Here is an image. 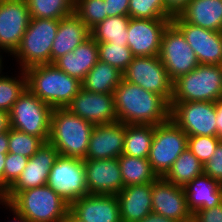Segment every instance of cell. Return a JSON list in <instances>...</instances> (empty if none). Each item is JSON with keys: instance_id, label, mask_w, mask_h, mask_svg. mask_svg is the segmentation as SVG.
Returning <instances> with one entry per match:
<instances>
[{"instance_id": "cell-36", "label": "cell", "mask_w": 222, "mask_h": 222, "mask_svg": "<svg viewBox=\"0 0 222 222\" xmlns=\"http://www.w3.org/2000/svg\"><path fill=\"white\" fill-rule=\"evenodd\" d=\"M45 142L34 135L10 128L8 130V152L32 157Z\"/></svg>"}, {"instance_id": "cell-13", "label": "cell", "mask_w": 222, "mask_h": 222, "mask_svg": "<svg viewBox=\"0 0 222 222\" xmlns=\"http://www.w3.org/2000/svg\"><path fill=\"white\" fill-rule=\"evenodd\" d=\"M59 156L57 149L49 142L44 143L29 158L26 167L17 180L3 193L4 203H9L20 191L45 186L48 175Z\"/></svg>"}, {"instance_id": "cell-18", "label": "cell", "mask_w": 222, "mask_h": 222, "mask_svg": "<svg viewBox=\"0 0 222 222\" xmlns=\"http://www.w3.org/2000/svg\"><path fill=\"white\" fill-rule=\"evenodd\" d=\"M151 198L152 212L176 222H192L183 187L158 177L152 182Z\"/></svg>"}, {"instance_id": "cell-37", "label": "cell", "mask_w": 222, "mask_h": 222, "mask_svg": "<svg viewBox=\"0 0 222 222\" xmlns=\"http://www.w3.org/2000/svg\"><path fill=\"white\" fill-rule=\"evenodd\" d=\"M74 13L90 30L107 18L104 0H75Z\"/></svg>"}, {"instance_id": "cell-7", "label": "cell", "mask_w": 222, "mask_h": 222, "mask_svg": "<svg viewBox=\"0 0 222 222\" xmlns=\"http://www.w3.org/2000/svg\"><path fill=\"white\" fill-rule=\"evenodd\" d=\"M52 110L27 88L9 111L11 128L37 136L47 143Z\"/></svg>"}, {"instance_id": "cell-27", "label": "cell", "mask_w": 222, "mask_h": 222, "mask_svg": "<svg viewBox=\"0 0 222 222\" xmlns=\"http://www.w3.org/2000/svg\"><path fill=\"white\" fill-rule=\"evenodd\" d=\"M123 79L122 72L108 63L98 61L81 82L82 88L90 92L114 93Z\"/></svg>"}, {"instance_id": "cell-26", "label": "cell", "mask_w": 222, "mask_h": 222, "mask_svg": "<svg viewBox=\"0 0 222 222\" xmlns=\"http://www.w3.org/2000/svg\"><path fill=\"white\" fill-rule=\"evenodd\" d=\"M178 15L192 25L222 32V0H190Z\"/></svg>"}, {"instance_id": "cell-16", "label": "cell", "mask_w": 222, "mask_h": 222, "mask_svg": "<svg viewBox=\"0 0 222 222\" xmlns=\"http://www.w3.org/2000/svg\"><path fill=\"white\" fill-rule=\"evenodd\" d=\"M66 108L94 125L117 121L114 93L90 92L81 87Z\"/></svg>"}, {"instance_id": "cell-24", "label": "cell", "mask_w": 222, "mask_h": 222, "mask_svg": "<svg viewBox=\"0 0 222 222\" xmlns=\"http://www.w3.org/2000/svg\"><path fill=\"white\" fill-rule=\"evenodd\" d=\"M98 61V43L90 37L73 51L57 58L53 64L82 82Z\"/></svg>"}, {"instance_id": "cell-47", "label": "cell", "mask_w": 222, "mask_h": 222, "mask_svg": "<svg viewBox=\"0 0 222 222\" xmlns=\"http://www.w3.org/2000/svg\"><path fill=\"white\" fill-rule=\"evenodd\" d=\"M0 153H8V131L0 133Z\"/></svg>"}, {"instance_id": "cell-42", "label": "cell", "mask_w": 222, "mask_h": 222, "mask_svg": "<svg viewBox=\"0 0 222 222\" xmlns=\"http://www.w3.org/2000/svg\"><path fill=\"white\" fill-rule=\"evenodd\" d=\"M107 17L128 15L129 0H104Z\"/></svg>"}, {"instance_id": "cell-50", "label": "cell", "mask_w": 222, "mask_h": 222, "mask_svg": "<svg viewBox=\"0 0 222 222\" xmlns=\"http://www.w3.org/2000/svg\"><path fill=\"white\" fill-rule=\"evenodd\" d=\"M62 222H84V221H81L69 210L64 219L62 220Z\"/></svg>"}, {"instance_id": "cell-34", "label": "cell", "mask_w": 222, "mask_h": 222, "mask_svg": "<svg viewBox=\"0 0 222 222\" xmlns=\"http://www.w3.org/2000/svg\"><path fill=\"white\" fill-rule=\"evenodd\" d=\"M128 15L135 19H172L163 0H129Z\"/></svg>"}, {"instance_id": "cell-46", "label": "cell", "mask_w": 222, "mask_h": 222, "mask_svg": "<svg viewBox=\"0 0 222 222\" xmlns=\"http://www.w3.org/2000/svg\"><path fill=\"white\" fill-rule=\"evenodd\" d=\"M138 222H176L172 219H169L167 217L161 216L159 214H156L154 212H151L146 217H144L142 220Z\"/></svg>"}, {"instance_id": "cell-51", "label": "cell", "mask_w": 222, "mask_h": 222, "mask_svg": "<svg viewBox=\"0 0 222 222\" xmlns=\"http://www.w3.org/2000/svg\"><path fill=\"white\" fill-rule=\"evenodd\" d=\"M2 52L4 53L5 51L0 50V78H2L3 76H5L4 73L2 72V71L4 70V67H3V66H4V65H3V64H4V63H3V59H4V58H3V55H1V54H3Z\"/></svg>"}, {"instance_id": "cell-40", "label": "cell", "mask_w": 222, "mask_h": 222, "mask_svg": "<svg viewBox=\"0 0 222 222\" xmlns=\"http://www.w3.org/2000/svg\"><path fill=\"white\" fill-rule=\"evenodd\" d=\"M204 174L222 185V140L217 144L210 159L203 164Z\"/></svg>"}, {"instance_id": "cell-14", "label": "cell", "mask_w": 222, "mask_h": 222, "mask_svg": "<svg viewBox=\"0 0 222 222\" xmlns=\"http://www.w3.org/2000/svg\"><path fill=\"white\" fill-rule=\"evenodd\" d=\"M26 0H0V50L13 55L29 26Z\"/></svg>"}, {"instance_id": "cell-44", "label": "cell", "mask_w": 222, "mask_h": 222, "mask_svg": "<svg viewBox=\"0 0 222 222\" xmlns=\"http://www.w3.org/2000/svg\"><path fill=\"white\" fill-rule=\"evenodd\" d=\"M217 137L222 140V98L216 101Z\"/></svg>"}, {"instance_id": "cell-23", "label": "cell", "mask_w": 222, "mask_h": 222, "mask_svg": "<svg viewBox=\"0 0 222 222\" xmlns=\"http://www.w3.org/2000/svg\"><path fill=\"white\" fill-rule=\"evenodd\" d=\"M90 37L91 30L75 13L60 19L56 37L51 47V63L73 51Z\"/></svg>"}, {"instance_id": "cell-17", "label": "cell", "mask_w": 222, "mask_h": 222, "mask_svg": "<svg viewBox=\"0 0 222 222\" xmlns=\"http://www.w3.org/2000/svg\"><path fill=\"white\" fill-rule=\"evenodd\" d=\"M171 21L181 30L200 64L221 65L222 32L192 25L179 15L174 16Z\"/></svg>"}, {"instance_id": "cell-6", "label": "cell", "mask_w": 222, "mask_h": 222, "mask_svg": "<svg viewBox=\"0 0 222 222\" xmlns=\"http://www.w3.org/2000/svg\"><path fill=\"white\" fill-rule=\"evenodd\" d=\"M57 19L31 18L21 43L12 57L19 70L35 65L51 64V47L59 27Z\"/></svg>"}, {"instance_id": "cell-48", "label": "cell", "mask_w": 222, "mask_h": 222, "mask_svg": "<svg viewBox=\"0 0 222 222\" xmlns=\"http://www.w3.org/2000/svg\"><path fill=\"white\" fill-rule=\"evenodd\" d=\"M5 209H9L10 212H12L14 217L12 218L13 221H8V222H30L26 217H23L19 215L15 210H13L7 203H4Z\"/></svg>"}, {"instance_id": "cell-33", "label": "cell", "mask_w": 222, "mask_h": 222, "mask_svg": "<svg viewBox=\"0 0 222 222\" xmlns=\"http://www.w3.org/2000/svg\"><path fill=\"white\" fill-rule=\"evenodd\" d=\"M13 77L5 75L0 78V110L9 112L15 101L27 89V76L25 70Z\"/></svg>"}, {"instance_id": "cell-45", "label": "cell", "mask_w": 222, "mask_h": 222, "mask_svg": "<svg viewBox=\"0 0 222 222\" xmlns=\"http://www.w3.org/2000/svg\"><path fill=\"white\" fill-rule=\"evenodd\" d=\"M10 128L9 112L0 110V133L7 132Z\"/></svg>"}, {"instance_id": "cell-35", "label": "cell", "mask_w": 222, "mask_h": 222, "mask_svg": "<svg viewBox=\"0 0 222 222\" xmlns=\"http://www.w3.org/2000/svg\"><path fill=\"white\" fill-rule=\"evenodd\" d=\"M98 56L99 61L108 63L123 72L130 62L133 60L134 55L128 46L115 43H98Z\"/></svg>"}, {"instance_id": "cell-4", "label": "cell", "mask_w": 222, "mask_h": 222, "mask_svg": "<svg viewBox=\"0 0 222 222\" xmlns=\"http://www.w3.org/2000/svg\"><path fill=\"white\" fill-rule=\"evenodd\" d=\"M8 205L30 222H62L70 209L48 185L20 191Z\"/></svg>"}, {"instance_id": "cell-28", "label": "cell", "mask_w": 222, "mask_h": 222, "mask_svg": "<svg viewBox=\"0 0 222 222\" xmlns=\"http://www.w3.org/2000/svg\"><path fill=\"white\" fill-rule=\"evenodd\" d=\"M118 159L124 187L152 183L158 178L147 158L121 154Z\"/></svg>"}, {"instance_id": "cell-31", "label": "cell", "mask_w": 222, "mask_h": 222, "mask_svg": "<svg viewBox=\"0 0 222 222\" xmlns=\"http://www.w3.org/2000/svg\"><path fill=\"white\" fill-rule=\"evenodd\" d=\"M129 15H119L105 18L101 23L91 30V37L97 43H115L128 46L127 27L129 24Z\"/></svg>"}, {"instance_id": "cell-8", "label": "cell", "mask_w": 222, "mask_h": 222, "mask_svg": "<svg viewBox=\"0 0 222 222\" xmlns=\"http://www.w3.org/2000/svg\"><path fill=\"white\" fill-rule=\"evenodd\" d=\"M188 145V134L171 118L154 125V136L148 161L158 177H163Z\"/></svg>"}, {"instance_id": "cell-49", "label": "cell", "mask_w": 222, "mask_h": 222, "mask_svg": "<svg viewBox=\"0 0 222 222\" xmlns=\"http://www.w3.org/2000/svg\"><path fill=\"white\" fill-rule=\"evenodd\" d=\"M7 153H0V190L3 192V172Z\"/></svg>"}, {"instance_id": "cell-21", "label": "cell", "mask_w": 222, "mask_h": 222, "mask_svg": "<svg viewBox=\"0 0 222 222\" xmlns=\"http://www.w3.org/2000/svg\"><path fill=\"white\" fill-rule=\"evenodd\" d=\"M125 124L112 122L95 125L89 140L86 159L118 158L123 153Z\"/></svg>"}, {"instance_id": "cell-43", "label": "cell", "mask_w": 222, "mask_h": 222, "mask_svg": "<svg viewBox=\"0 0 222 222\" xmlns=\"http://www.w3.org/2000/svg\"><path fill=\"white\" fill-rule=\"evenodd\" d=\"M190 0H163L166 9L173 15H178Z\"/></svg>"}, {"instance_id": "cell-11", "label": "cell", "mask_w": 222, "mask_h": 222, "mask_svg": "<svg viewBox=\"0 0 222 222\" xmlns=\"http://www.w3.org/2000/svg\"><path fill=\"white\" fill-rule=\"evenodd\" d=\"M46 185L69 205L88 195L84 160L59 155L49 172Z\"/></svg>"}, {"instance_id": "cell-10", "label": "cell", "mask_w": 222, "mask_h": 222, "mask_svg": "<svg viewBox=\"0 0 222 222\" xmlns=\"http://www.w3.org/2000/svg\"><path fill=\"white\" fill-rule=\"evenodd\" d=\"M159 58L173 82L200 64L185 36L172 21L164 30Z\"/></svg>"}, {"instance_id": "cell-5", "label": "cell", "mask_w": 222, "mask_h": 222, "mask_svg": "<svg viewBox=\"0 0 222 222\" xmlns=\"http://www.w3.org/2000/svg\"><path fill=\"white\" fill-rule=\"evenodd\" d=\"M222 98V65L199 64L173 82L170 103L210 101Z\"/></svg>"}, {"instance_id": "cell-38", "label": "cell", "mask_w": 222, "mask_h": 222, "mask_svg": "<svg viewBox=\"0 0 222 222\" xmlns=\"http://www.w3.org/2000/svg\"><path fill=\"white\" fill-rule=\"evenodd\" d=\"M220 141L217 136H188L187 147L204 164L213 155Z\"/></svg>"}, {"instance_id": "cell-32", "label": "cell", "mask_w": 222, "mask_h": 222, "mask_svg": "<svg viewBox=\"0 0 222 222\" xmlns=\"http://www.w3.org/2000/svg\"><path fill=\"white\" fill-rule=\"evenodd\" d=\"M31 18L63 19L74 13L75 0H26Z\"/></svg>"}, {"instance_id": "cell-3", "label": "cell", "mask_w": 222, "mask_h": 222, "mask_svg": "<svg viewBox=\"0 0 222 222\" xmlns=\"http://www.w3.org/2000/svg\"><path fill=\"white\" fill-rule=\"evenodd\" d=\"M94 124L67 108H54L51 113L49 143L60 156L86 160V152Z\"/></svg>"}, {"instance_id": "cell-52", "label": "cell", "mask_w": 222, "mask_h": 222, "mask_svg": "<svg viewBox=\"0 0 222 222\" xmlns=\"http://www.w3.org/2000/svg\"><path fill=\"white\" fill-rule=\"evenodd\" d=\"M0 204L4 207L3 192L0 190Z\"/></svg>"}, {"instance_id": "cell-30", "label": "cell", "mask_w": 222, "mask_h": 222, "mask_svg": "<svg viewBox=\"0 0 222 222\" xmlns=\"http://www.w3.org/2000/svg\"><path fill=\"white\" fill-rule=\"evenodd\" d=\"M203 173V164L187 147L174 161L163 178L179 187H185L194 178Z\"/></svg>"}, {"instance_id": "cell-25", "label": "cell", "mask_w": 222, "mask_h": 222, "mask_svg": "<svg viewBox=\"0 0 222 222\" xmlns=\"http://www.w3.org/2000/svg\"><path fill=\"white\" fill-rule=\"evenodd\" d=\"M184 188L187 206L192 215L222 203V185L206 174H201Z\"/></svg>"}, {"instance_id": "cell-41", "label": "cell", "mask_w": 222, "mask_h": 222, "mask_svg": "<svg viewBox=\"0 0 222 222\" xmlns=\"http://www.w3.org/2000/svg\"><path fill=\"white\" fill-rule=\"evenodd\" d=\"M192 222H222V203L212 208L198 210L192 215Z\"/></svg>"}, {"instance_id": "cell-22", "label": "cell", "mask_w": 222, "mask_h": 222, "mask_svg": "<svg viewBox=\"0 0 222 222\" xmlns=\"http://www.w3.org/2000/svg\"><path fill=\"white\" fill-rule=\"evenodd\" d=\"M152 183L124 187L118 194L122 222H138L152 212Z\"/></svg>"}, {"instance_id": "cell-2", "label": "cell", "mask_w": 222, "mask_h": 222, "mask_svg": "<svg viewBox=\"0 0 222 222\" xmlns=\"http://www.w3.org/2000/svg\"><path fill=\"white\" fill-rule=\"evenodd\" d=\"M25 73L27 88L53 109L66 108L82 87L81 81L53 63L31 66Z\"/></svg>"}, {"instance_id": "cell-1", "label": "cell", "mask_w": 222, "mask_h": 222, "mask_svg": "<svg viewBox=\"0 0 222 222\" xmlns=\"http://www.w3.org/2000/svg\"><path fill=\"white\" fill-rule=\"evenodd\" d=\"M114 99L118 122L156 126L170 119V104L162 96L123 79Z\"/></svg>"}, {"instance_id": "cell-12", "label": "cell", "mask_w": 222, "mask_h": 222, "mask_svg": "<svg viewBox=\"0 0 222 222\" xmlns=\"http://www.w3.org/2000/svg\"><path fill=\"white\" fill-rule=\"evenodd\" d=\"M170 118L188 136H217L216 102L170 103Z\"/></svg>"}, {"instance_id": "cell-9", "label": "cell", "mask_w": 222, "mask_h": 222, "mask_svg": "<svg viewBox=\"0 0 222 222\" xmlns=\"http://www.w3.org/2000/svg\"><path fill=\"white\" fill-rule=\"evenodd\" d=\"M122 74L123 80L162 96L170 104L173 97V81L159 55L134 57Z\"/></svg>"}, {"instance_id": "cell-39", "label": "cell", "mask_w": 222, "mask_h": 222, "mask_svg": "<svg viewBox=\"0 0 222 222\" xmlns=\"http://www.w3.org/2000/svg\"><path fill=\"white\" fill-rule=\"evenodd\" d=\"M29 158L20 154L7 153L3 172V193L17 180Z\"/></svg>"}, {"instance_id": "cell-29", "label": "cell", "mask_w": 222, "mask_h": 222, "mask_svg": "<svg viewBox=\"0 0 222 222\" xmlns=\"http://www.w3.org/2000/svg\"><path fill=\"white\" fill-rule=\"evenodd\" d=\"M154 136V125L125 124L123 153L137 158H147Z\"/></svg>"}, {"instance_id": "cell-20", "label": "cell", "mask_w": 222, "mask_h": 222, "mask_svg": "<svg viewBox=\"0 0 222 222\" xmlns=\"http://www.w3.org/2000/svg\"><path fill=\"white\" fill-rule=\"evenodd\" d=\"M69 210L84 222H122L117 195L88 194L74 201Z\"/></svg>"}, {"instance_id": "cell-19", "label": "cell", "mask_w": 222, "mask_h": 222, "mask_svg": "<svg viewBox=\"0 0 222 222\" xmlns=\"http://www.w3.org/2000/svg\"><path fill=\"white\" fill-rule=\"evenodd\" d=\"M89 194L117 195L123 188L119 159L84 160Z\"/></svg>"}, {"instance_id": "cell-15", "label": "cell", "mask_w": 222, "mask_h": 222, "mask_svg": "<svg viewBox=\"0 0 222 222\" xmlns=\"http://www.w3.org/2000/svg\"><path fill=\"white\" fill-rule=\"evenodd\" d=\"M171 19L130 18L127 43L134 57L157 56L162 36Z\"/></svg>"}]
</instances>
